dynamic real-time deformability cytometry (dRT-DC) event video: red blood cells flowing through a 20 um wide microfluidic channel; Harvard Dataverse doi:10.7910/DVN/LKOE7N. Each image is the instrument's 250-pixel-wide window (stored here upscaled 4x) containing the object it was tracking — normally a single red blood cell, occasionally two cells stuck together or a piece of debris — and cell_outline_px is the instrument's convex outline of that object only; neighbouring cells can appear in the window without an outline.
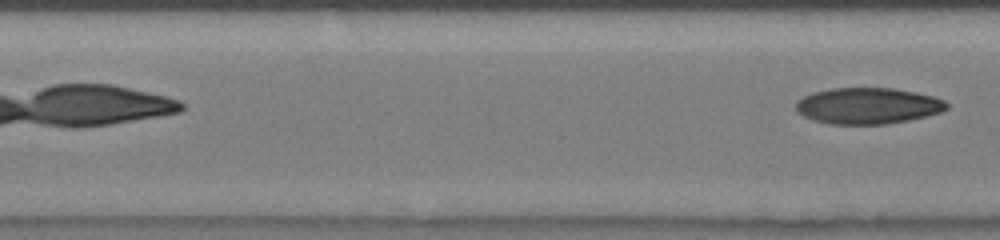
{"species": "human", "species_latin": "Homo sapiens", "temperature_condition": "room temperature", "stored_images_in_passage": 15, "camera_frame_rate_fps": 3000, "um_per_image_px": 0.085, "donor": {"sex": "male"}, "frame": {"image": 1, "passage_image": 15, "time_ms": 9.667, "image_size_px": [1000, 240], "cell_outline_px": [[948, 108], [940, 112], [908, 120], [884, 124], [828, 124], [812, 120], [796, 112], [796, 100], [812, 92], [832, 88], [892, 88], [932, 96], [944, 100], [948, 104]], "centroid_in_image_um": [73.71, 9.0], "position_along_channel_um": 133.7, "area_um2": 31.73}}